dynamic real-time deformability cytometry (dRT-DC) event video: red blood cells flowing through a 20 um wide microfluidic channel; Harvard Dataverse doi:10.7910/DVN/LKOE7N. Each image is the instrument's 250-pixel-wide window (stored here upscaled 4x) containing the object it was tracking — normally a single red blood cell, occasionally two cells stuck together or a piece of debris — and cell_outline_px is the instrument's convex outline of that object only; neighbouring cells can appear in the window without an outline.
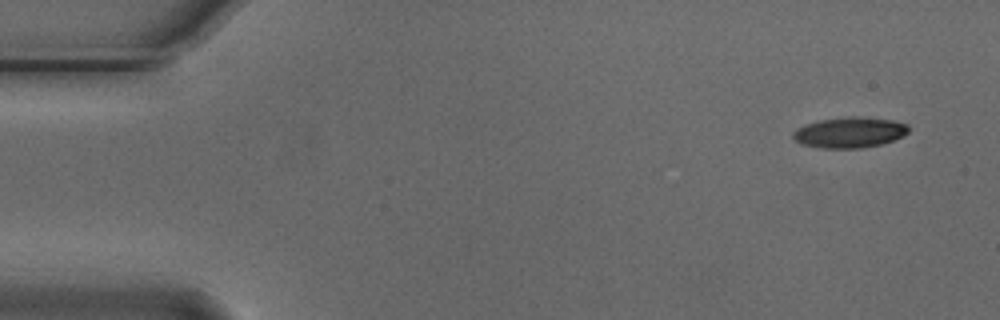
{"species": "Egyptian fruit bat (a non-hibernating species)", "species_latin": "Rousettus aegyptiacus", "temperature_condition": "cold", "stored_images_in_passage": 5, "camera_frame_rate_fps": 3000, "um_per_image_px": 0.085, "animal": {"sex": "male"}, "frame": {"image": 1, "passage_image": 1, "time_ms": 0.0, "image_size_px": [1000, 320], "cell_outline_px": [[908, 132], [892, 140], [880, 144], [860, 148], [820, 148], [800, 144], [792, 136], [792, 132], [796, 128], [804, 124], [820, 120], [848, 116], [856, 116], [892, 120], [908, 124]], "centroid_in_image_um": [72.16, 11.25], "position_along_channel_um": 12.8, "area_um2": 20.58}}
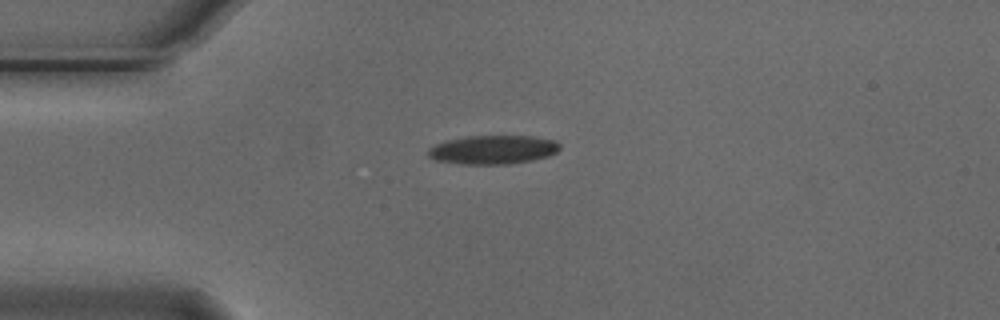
{"frame": {"image": 2, "passage_image": 4, "time_ms": 1.0, "image_size_px": [1000, 320], "cell_outline_px": [[560, 148], [556, 152], [548, 156], [532, 160], [508, 164], [460, 164], [436, 160], [428, 156], [428, 148], [444, 140], [468, 136], [532, 136], [556, 140], [560, 144]], "centroid_in_image_um": [41.9, 12.72], "position_along_channel_um": 43.1, "area_um2": 22.2}}